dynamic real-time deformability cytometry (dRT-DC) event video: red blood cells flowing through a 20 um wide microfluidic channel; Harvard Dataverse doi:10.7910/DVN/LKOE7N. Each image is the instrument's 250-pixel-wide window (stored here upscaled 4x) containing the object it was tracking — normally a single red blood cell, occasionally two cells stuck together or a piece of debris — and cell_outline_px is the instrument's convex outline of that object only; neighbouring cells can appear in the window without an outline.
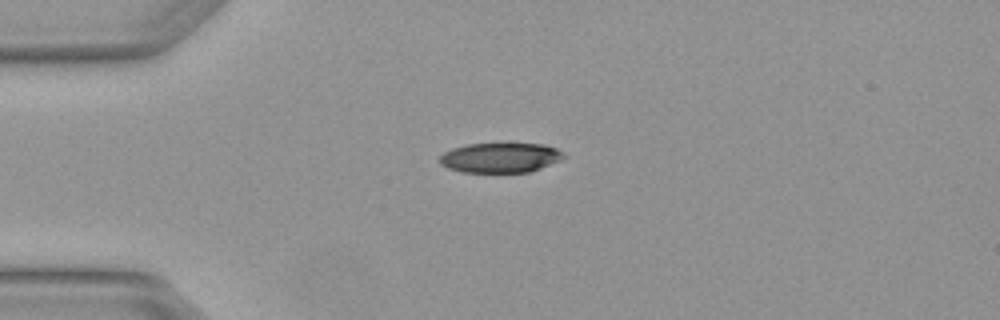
{"species": "Egyptian fruit bat (a non-hibernating species)", "species_latin": "Rousettus aegyptiacus", "temperature_condition": "warm", "stored_images_in_passage": 4, "camera_frame_rate_fps": 3000, "um_per_image_px": 0.085, "animal": {"sex": "female"}, "frame": {"image": 1, "passage_image": 1, "time_ms": 0.0, "image_size_px": [1000, 320], "cell_outline_px": [[568, 156], [560, 160], [540, 168], [528, 172], [464, 172], [448, 168], [440, 164], [440, 156], [444, 152], [452, 148], [468, 144], [504, 140], [544, 144], [556, 148]], "centroid_in_image_um": [42.55, 13.34], "position_along_channel_um": 42.4, "area_um2": 22.54}}
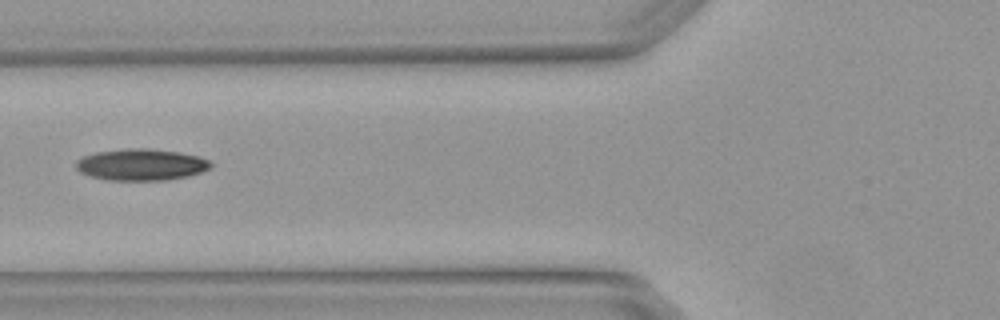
{"frame": {"image": 2, "passage_image": 3, "time_ms": 0.667, "image_size_px": [1000, 320], "cell_outline_px": [[212, 164], [208, 168], [200, 172], [188, 176], [168, 180], [108, 180], [88, 176], [80, 172], [76, 168], [76, 160], [84, 156], [96, 152], [128, 148], [148, 148], [176, 152], [196, 156], [208, 160]], "centroid_in_image_um": [11.94, 14.0], "position_along_channel_um": 113.9, "area_um2": 24.62}}